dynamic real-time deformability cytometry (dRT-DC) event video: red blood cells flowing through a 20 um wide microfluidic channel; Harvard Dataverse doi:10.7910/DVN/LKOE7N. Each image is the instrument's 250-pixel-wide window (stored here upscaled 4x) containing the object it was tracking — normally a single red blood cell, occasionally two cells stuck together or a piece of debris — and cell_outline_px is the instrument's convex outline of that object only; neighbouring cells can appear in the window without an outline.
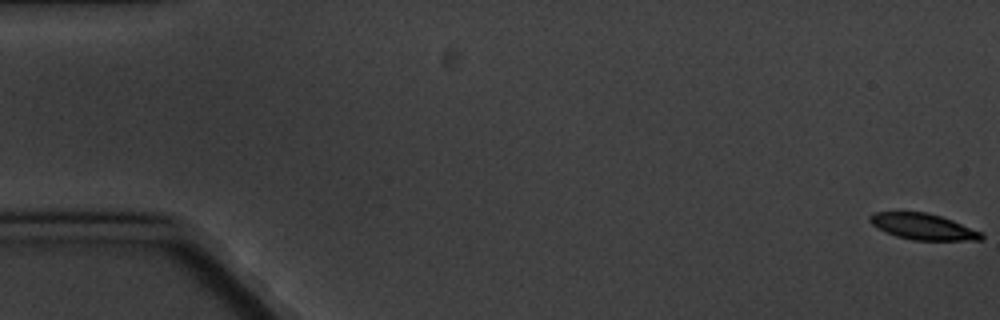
{"species": "common noctule bat (a hibernating species)", "species_latin": "Nyctalus noctula", "temperature_condition": "cold", "stored_images_in_passage": 6, "segment_of_instrument_passage": [2, 2], "camera_frame_rate_fps": 3000, "um_per_image_px": 0.085, "animal": {"sex": "male", "body_mass_g": 20.1, "forearm_length_mm": 53.5}, "frame": {"image": 1, "passage_image": 6, "time_ms": 6.667, "image_size_px": [1000, 320], "cell_outline_px": [[984, 240], [912, 240], [896, 236], [872, 224], [868, 220], [868, 216], [872, 212], [928, 212], [952, 220], [984, 232]], "centroid_in_image_um": [78.51, 19.26], "position_along_channel_um": 6.5, "area_um2": 16.99}}